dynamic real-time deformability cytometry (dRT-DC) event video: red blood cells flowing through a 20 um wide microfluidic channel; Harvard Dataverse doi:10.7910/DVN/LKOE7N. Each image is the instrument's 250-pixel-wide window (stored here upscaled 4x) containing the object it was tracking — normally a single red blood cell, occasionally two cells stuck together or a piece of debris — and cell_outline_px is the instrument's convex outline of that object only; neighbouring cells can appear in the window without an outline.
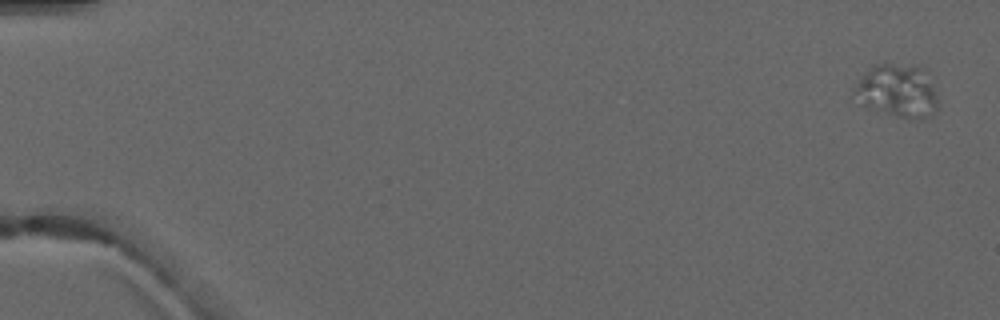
{"species": "common noctule bat (a hibernating species)", "species_latin": "Nyctalus noctula", "temperature_condition": "warm", "stored_images_in_passage": 6, "camera_frame_rate_fps": 3000, "um_per_image_px": 0.085, "animal": {"sex": "male", "forearm_length_mm": 52.5}, "frame": {"image": 1, "passage_image": 1, "time_ms": 0.0, "image_size_px": [1000, 320], "cell_outline_px": [[940, 108], [936, 112], [924, 120], [908, 120], [876, 112], [868, 108], [852, 92], [852, 88], [872, 64], [920, 64], [924, 68], [936, 92], [940, 104]], "centroid_in_image_um": [76.34, 7.76], "position_along_channel_um": 8.7, "area_um2": 26.99}}